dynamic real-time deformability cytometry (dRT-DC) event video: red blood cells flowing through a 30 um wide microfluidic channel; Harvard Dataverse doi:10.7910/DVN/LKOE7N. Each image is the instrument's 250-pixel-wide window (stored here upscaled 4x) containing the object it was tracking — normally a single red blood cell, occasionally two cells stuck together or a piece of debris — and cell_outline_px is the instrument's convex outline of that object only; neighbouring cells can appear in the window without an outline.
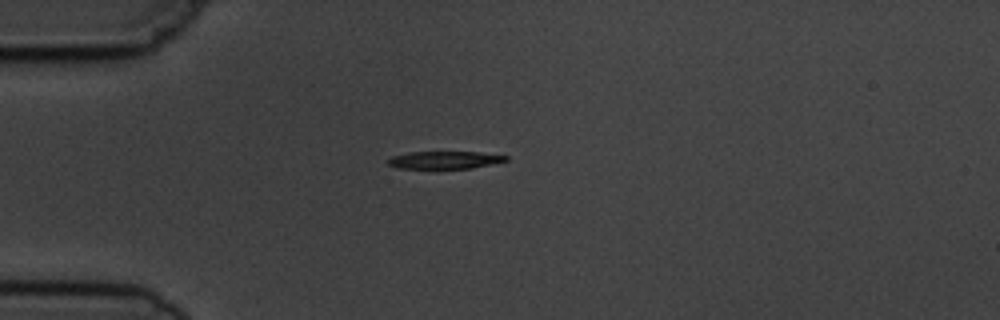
{"species": "common noctule bat (a hibernating species)", "species_latin": "Nyctalus noctula", "temperature_condition": "cold", "stored_images_in_passage": 1, "camera_frame_rate_fps": 3000, "um_per_image_px": 0.085, "animal": {"sex": "male", "body_mass_g": 19.5, "forearm_length_mm": 54.6}, "frame": {"image": 1, "passage_image": 1, "time_ms": 0.0, "image_size_px": [1000, 320], "cell_outline_px": [[508, 160], [472, 168], [396, 168], [388, 164], [388, 160], [392, 156], [408, 152], [480, 152], [508, 156]], "centroid_in_image_um": [37.78, 13.59], "position_along_channel_um": 47.2, "area_um2": 11.91}}